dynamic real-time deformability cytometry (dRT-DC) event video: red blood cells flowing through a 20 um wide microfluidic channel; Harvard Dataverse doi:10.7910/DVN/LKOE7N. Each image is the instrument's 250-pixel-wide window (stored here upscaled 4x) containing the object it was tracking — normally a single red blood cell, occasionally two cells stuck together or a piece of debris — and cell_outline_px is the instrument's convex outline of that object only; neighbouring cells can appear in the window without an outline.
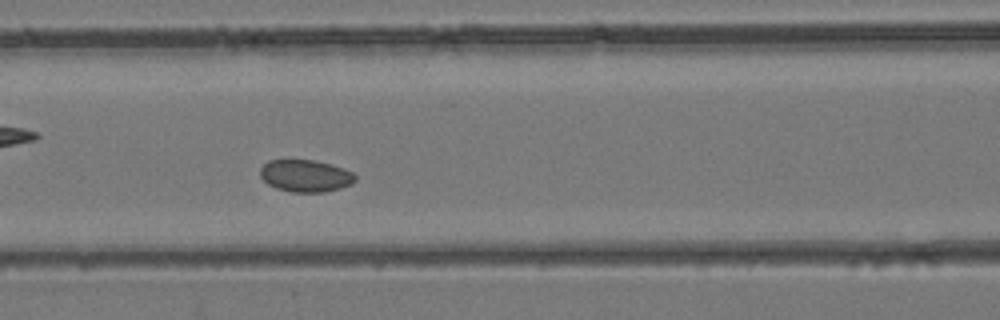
{"species": "common noctule bat (a hibernating species)", "species_latin": "Nyctalus noctula", "temperature_condition": "room temperature", "stored_images_in_passage": 38, "camera_frame_rate_fps": 3000, "um_per_image_px": 0.085, "animal": {"sex": "female", "body_mass_g": 24.6, "forearm_length_mm": 56.2}, "frame": {"image": 1, "passage_image": 13, "time_ms": 4.0, "image_size_px": [1000, 320], "cell_outline_px": [[356, 180], [352, 184], [340, 188], [324, 192], [292, 192], [276, 188], [268, 184], [260, 176], [260, 168], [268, 160], [316, 160], [332, 164], [344, 168], [352, 172], [356, 176]], "centroid_in_image_um": [25.98, 14.94], "position_along_channel_um": 140.6, "area_um2": 17.92}}
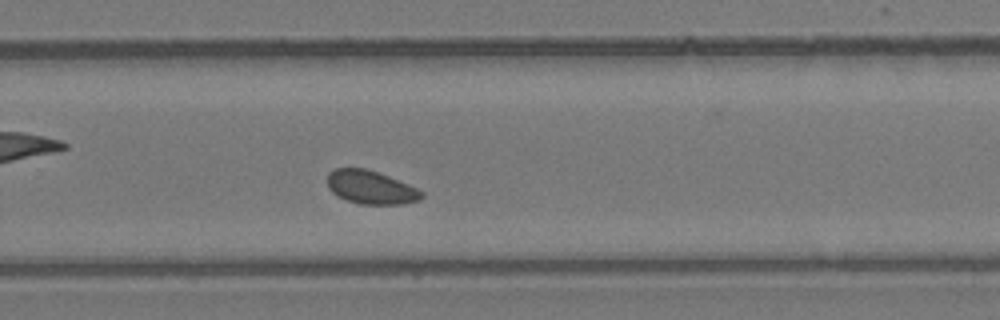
{"frame": {"image": 2, "passage_image": 23, "time_ms": 7.333, "image_size_px": [1000, 320], "cell_outline_px": [[424, 196], [420, 200], [404, 204], [360, 204], [348, 200], [332, 192], [328, 188], [328, 172], [336, 168], [364, 168], [388, 176], [408, 184], [424, 192]], "centroid_in_image_um": [31.54, 15.93], "position_along_channel_um": 298.3, "area_um2": 18.21}}
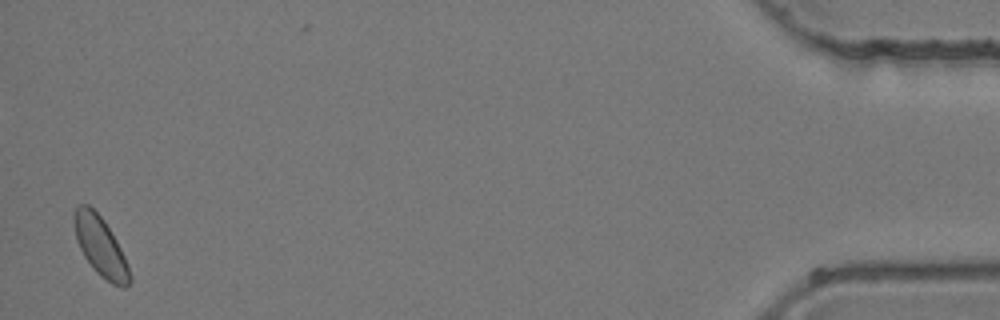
{"frame": {"image": 3, "passage_image": 37, "time_ms": 12.0, "image_size_px": [1000, 320], "cell_outline_px": [[132, 280], [124, 288], [112, 284], [100, 276], [92, 268], [84, 256], [76, 240], [72, 216], [76, 204], [88, 204], [104, 220], [116, 240], [128, 264], [132, 276]], "centroid_in_image_um": [8.52, 20.94], "position_along_channel_um": 426.7, "area_um2": 19.42}}